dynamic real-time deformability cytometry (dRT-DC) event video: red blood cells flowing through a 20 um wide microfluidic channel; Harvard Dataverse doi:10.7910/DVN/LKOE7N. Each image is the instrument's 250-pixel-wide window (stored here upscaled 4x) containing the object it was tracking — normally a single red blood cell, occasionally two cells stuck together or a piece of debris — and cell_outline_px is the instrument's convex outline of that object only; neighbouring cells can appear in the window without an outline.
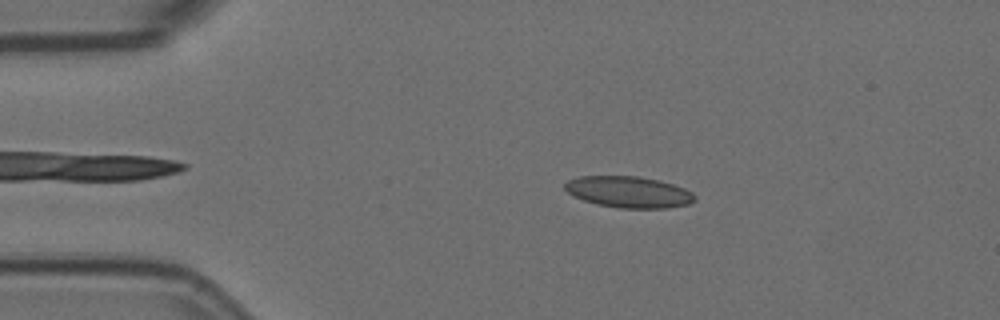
{"species": "Egyptian fruit bat (a non-hibernating species)", "species_latin": "Rousettus aegyptiacus", "temperature_condition": "room temperature", "stored_images_in_passage": 56, "camera_frame_rate_fps": 3000, "um_per_image_px": 0.085, "animal": {"sex": "female"}, "frame": {"image": 1, "passage_image": 10, "time_ms": 3.0, "image_size_px": [1000, 320], "cell_outline_px": [[696, 200], [688, 204], [668, 208], [620, 208], [596, 204], [572, 196], [564, 188], [564, 184], [568, 180], [580, 176], [640, 176], [660, 180], [684, 188], [692, 192], [696, 196]], "centroid_in_image_um": [53.44, 16.32], "position_along_channel_um": 31.6, "area_um2": 23.87}}
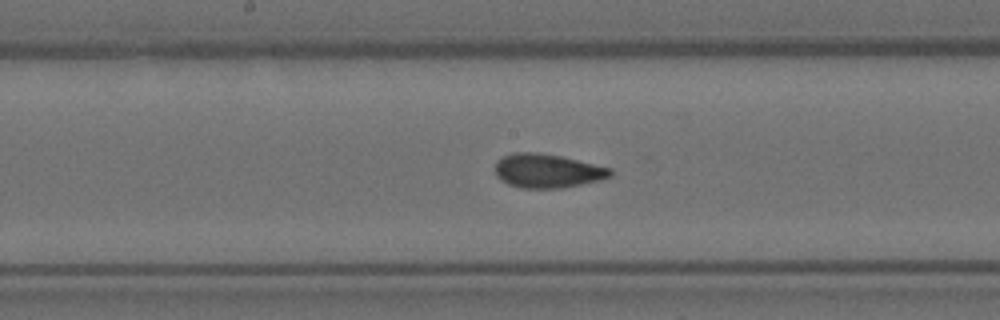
{"frame": {"image": 2, "passage_image": 28, "time_ms": 9.0, "image_size_px": [1000, 320], "cell_outline_px": [[612, 176], [600, 180], [560, 188], [520, 188], [508, 184], [500, 180], [496, 176], [496, 160], [512, 152], [536, 152], [560, 156], [612, 168]], "centroid_in_image_um": [46.5, 14.52], "position_along_channel_um": 201.7, "area_um2": 22.77}}
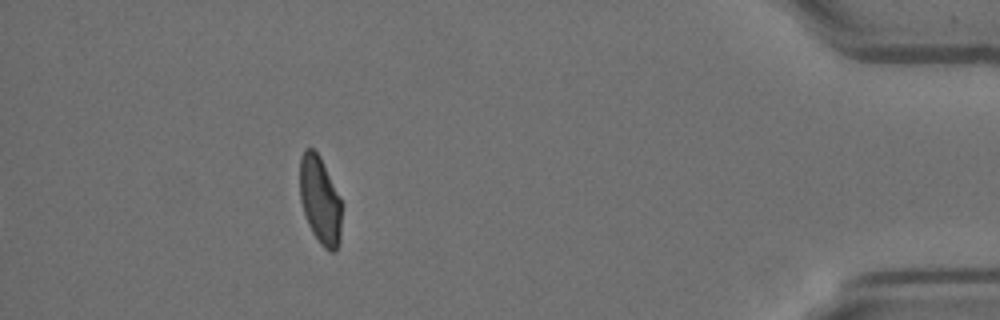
{"frame": {"image": 3, "passage_image": 50, "time_ms": 16.333, "image_size_px": [1000, 320], "cell_outline_px": [[340, 240], [336, 252], [328, 252], [320, 244], [312, 232], [308, 224], [300, 200], [300, 156], [304, 148], [312, 148], [320, 156], [340, 200]], "centroid_in_image_um": [27.17, 17.04], "position_along_channel_um": 408.0, "area_um2": 21.15}, "authors_computed_cell_mechanics": {"area_um2": 22.7732, "velocity_mm_per_s": 3.583, "shape_relaxation_time_tau1_ms": 6.7466, "shape_relaxation_time_tau2_ms": 1.1501, "deformation_change_tau1": 0.1574, "deformation_change_tau2": 0.0618}}